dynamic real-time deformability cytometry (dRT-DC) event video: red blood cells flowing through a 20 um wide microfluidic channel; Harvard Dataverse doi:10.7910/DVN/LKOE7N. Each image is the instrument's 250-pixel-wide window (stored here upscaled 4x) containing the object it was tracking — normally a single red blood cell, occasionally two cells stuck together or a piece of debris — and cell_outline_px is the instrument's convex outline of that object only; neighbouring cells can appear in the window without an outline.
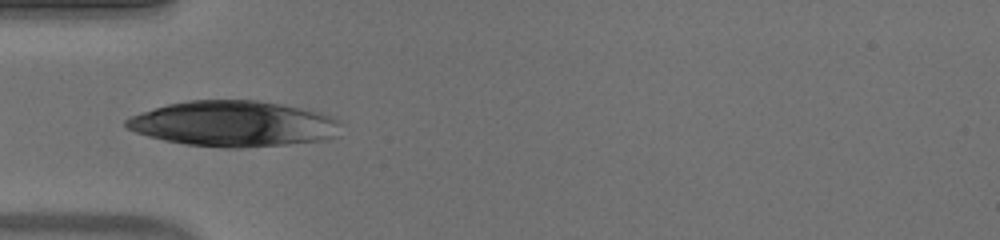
{"species": "human", "species_latin": "Homo sapiens", "temperature_condition": "warm", "stored_images_in_passage": 8, "camera_frame_rate_fps": 3000, "um_per_image_px": 0.085, "donor": {"sex": "male"}, "frame": {"image": 1, "passage_image": 1, "time_ms": 0.0, "image_size_px": [1000, 240], "cell_outline_px": [[336, 136], [324, 140], [288, 144], [240, 148], [224, 148], [184, 144], [164, 140], [148, 136], [136, 132], [128, 128], [124, 124], [124, 120], [132, 116], [168, 104], [188, 100], [256, 100], [280, 104], [320, 112], [332, 116], [336, 120]], "centroid_in_image_um": [19.82, 10.52], "position_along_channel_um": 65.2, "area_um2": 56.59}}
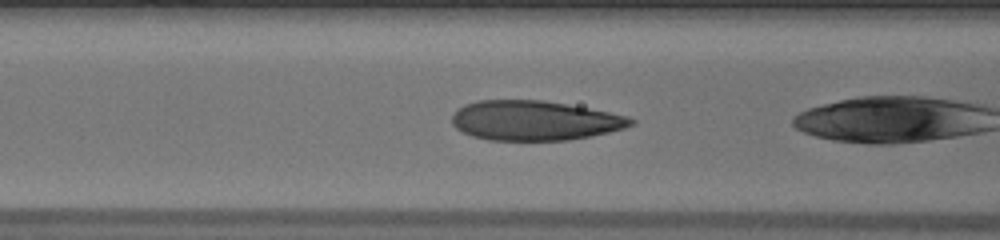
{"frame": {"image": 2, "passage_image": 3, "time_ms": 0.667, "image_size_px": [1000, 240], "cell_outline_px": [[636, 124], [624, 128], [608, 132], [568, 140], [488, 140], [472, 136], [456, 128], [452, 124], [452, 116], [456, 108], [464, 104], [476, 100], [544, 100], [568, 104], [628, 116], [636, 120]], "centroid_in_image_um": [45.41, 10.24], "position_along_channel_um": 121.2, "area_um2": 41.5}}
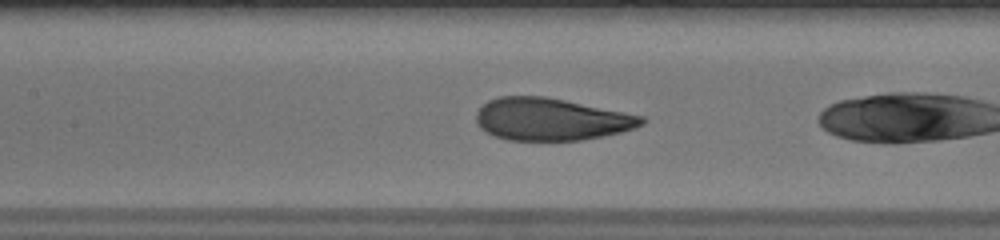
{"frame": {"image": 3, "passage_image": 6, "time_ms": 1.667, "image_size_px": [1000, 240], "cell_outline_px": [[648, 120], [644, 124], [636, 128], [620, 132], [580, 140], [508, 140], [496, 136], [480, 128], [476, 120], [476, 112], [488, 100], [500, 96], [544, 96], [644, 116]], "centroid_in_image_um": [46.85, 10.13], "position_along_channel_um": 160.5, "area_um2": 40.58}}